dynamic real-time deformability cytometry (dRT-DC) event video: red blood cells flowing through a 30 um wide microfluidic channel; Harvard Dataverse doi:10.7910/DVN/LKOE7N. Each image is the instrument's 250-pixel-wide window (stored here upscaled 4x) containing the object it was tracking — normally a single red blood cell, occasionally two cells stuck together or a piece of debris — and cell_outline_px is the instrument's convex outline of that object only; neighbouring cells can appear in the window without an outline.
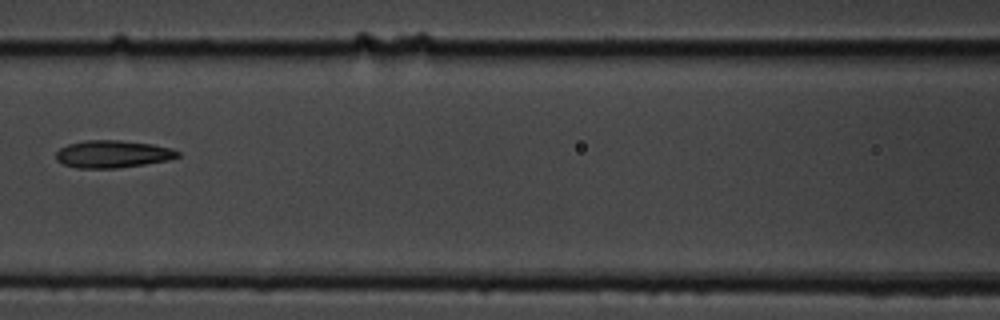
{"species": "common noctule bat (a hibernating species)", "species_latin": "Nyctalus noctula", "temperature_condition": "cold", "stored_images_in_passage": 11, "camera_frame_rate_fps": 3000, "um_per_image_px": 0.085, "animal": {"sex": "male", "body_mass_g": 19.5, "forearm_length_mm": 54.6}, "frame": {"image": 1, "passage_image": 7, "time_ms": 8.0, "image_size_px": [1000, 320], "cell_outline_px": [[180, 156], [168, 160], [144, 164], [116, 168], [76, 168], [64, 164], [56, 160], [56, 152], [60, 148], [68, 144], [84, 140], [120, 140], [152, 144], [172, 148], [180, 152]], "centroid_in_image_um": [9.57, 13.09], "position_along_channel_um": 157.0, "area_um2": 19.48}}
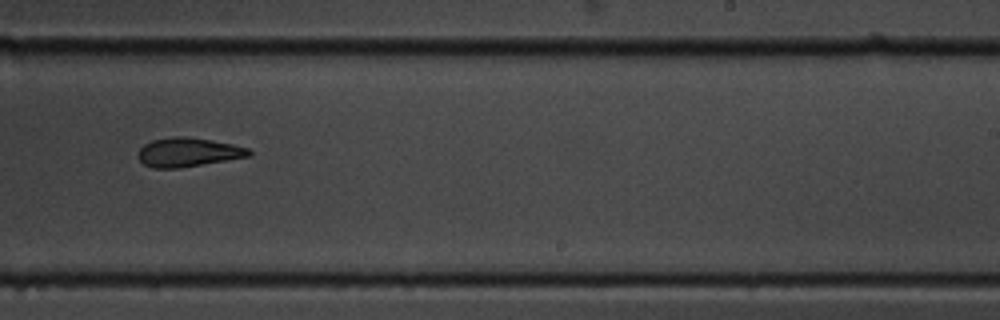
{"frame": {"image": 2, "passage_image": 10, "time_ms": 11.333, "image_size_px": [1000, 320], "cell_outline_px": [[252, 156], [180, 168], [152, 168], [144, 164], [136, 156], [136, 152], [144, 144], [152, 140], [176, 136], [188, 136], [212, 140], [232, 144], [248, 148], [252, 152]], "centroid_in_image_um": [15.97, 12.94], "position_along_channel_um": 273.0, "area_um2": 18.96}}
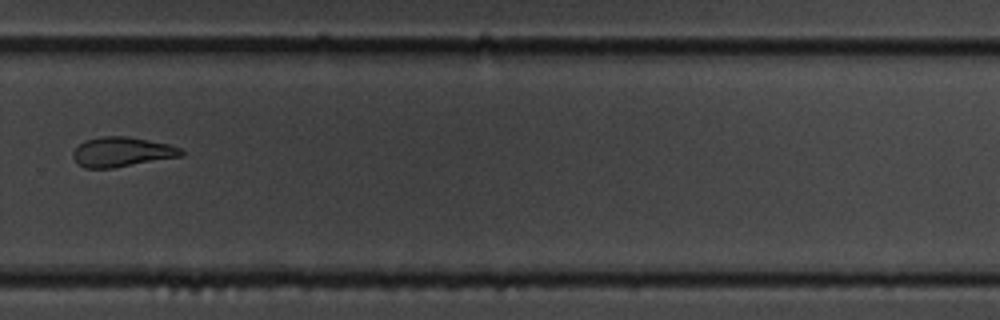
{"frame": {"image": 3, "passage_image": 11, "time_ms": 12.667, "image_size_px": [1000, 320], "cell_outline_px": [[184, 156], [112, 168], [84, 168], [76, 164], [72, 156], [72, 152], [84, 140], [100, 136], [128, 136], [168, 144], [180, 148], [184, 152]], "centroid_in_image_um": [10.33, 12.92], "position_along_channel_um": 319.5, "area_um2": 18.9}}